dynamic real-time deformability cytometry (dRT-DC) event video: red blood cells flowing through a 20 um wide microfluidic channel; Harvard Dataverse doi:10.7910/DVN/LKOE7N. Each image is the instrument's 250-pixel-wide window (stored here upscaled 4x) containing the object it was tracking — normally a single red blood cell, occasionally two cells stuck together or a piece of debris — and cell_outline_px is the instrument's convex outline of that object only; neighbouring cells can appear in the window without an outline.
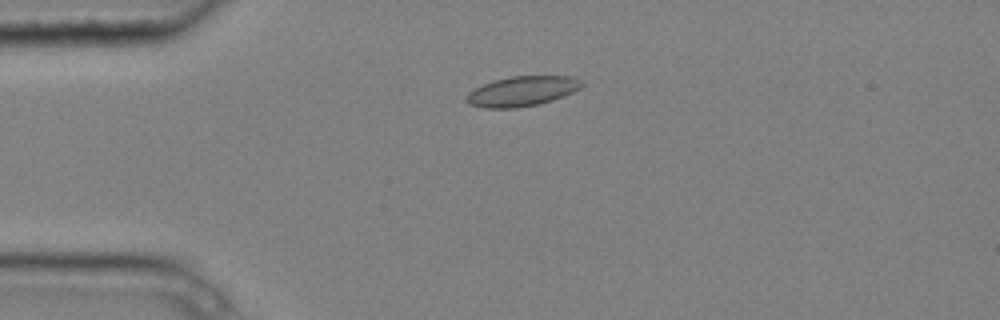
{"species": "common noctule bat (a hibernating species)", "species_latin": "Nyctalus noctula", "temperature_condition": "cold", "stored_images_in_passage": 3, "camera_frame_rate_fps": 3000, "um_per_image_px": 0.085, "animal": {"sex": "male", "body_mass_g": 20.4}, "frame": {"image": 1, "passage_image": 2, "time_ms": 0.333, "image_size_px": [1000, 320], "cell_outline_px": [[584, 84], [580, 88], [564, 96], [540, 104], [516, 108], [484, 108], [468, 104], [464, 100], [468, 92], [492, 80], [508, 76], [572, 76], [584, 80]], "centroid_in_image_um": [44.38, 7.75], "position_along_channel_um": 40.6, "area_um2": 20.4}}